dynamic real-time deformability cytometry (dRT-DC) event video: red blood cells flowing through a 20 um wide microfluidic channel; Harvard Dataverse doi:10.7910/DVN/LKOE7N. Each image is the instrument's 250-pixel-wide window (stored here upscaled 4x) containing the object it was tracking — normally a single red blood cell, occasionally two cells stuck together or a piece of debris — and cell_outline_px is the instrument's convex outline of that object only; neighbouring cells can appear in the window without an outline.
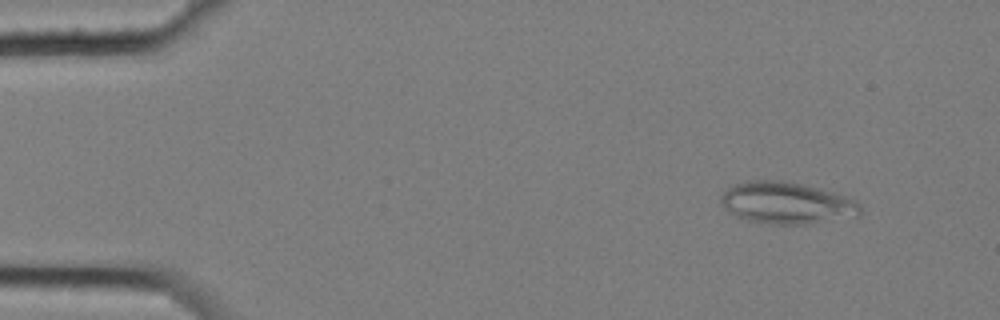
{"species": "common noctule bat (a hibernating species)", "species_latin": "Nyctalus noctula", "temperature_condition": "cold", "stored_images_in_passage": 4, "camera_frame_rate_fps": 3000, "um_per_image_px": 0.085, "animal": {"sex": "female", "body_mass_g": 25.1}, "frame": {"image": 1, "passage_image": 2, "time_ms": 0.333, "image_size_px": [1000, 320], "cell_outline_px": [[860, 216], [808, 224], [768, 224], [748, 220], [736, 216], [728, 212], [720, 200], [720, 196], [732, 184], [748, 180], [784, 180], [804, 184], [820, 188], [856, 200], [860, 204]], "centroid_in_image_um": [66.86, 17.25], "position_along_channel_um": 18.1, "area_um2": 34.22}}